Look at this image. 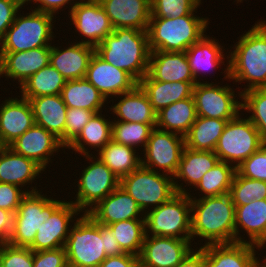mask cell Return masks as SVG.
Masks as SVG:
<instances>
[{
  "instance_id": "6da1fadb",
  "label": "cell",
  "mask_w": 266,
  "mask_h": 267,
  "mask_svg": "<svg viewBox=\"0 0 266 267\" xmlns=\"http://www.w3.org/2000/svg\"><path fill=\"white\" fill-rule=\"evenodd\" d=\"M254 24L237 38L234 49L225 53L229 59L223 69L224 79L233 80V84L238 82V85L248 82L241 93L266 87V20Z\"/></svg>"
},
{
  "instance_id": "7a4b0ae2",
  "label": "cell",
  "mask_w": 266,
  "mask_h": 267,
  "mask_svg": "<svg viewBox=\"0 0 266 267\" xmlns=\"http://www.w3.org/2000/svg\"><path fill=\"white\" fill-rule=\"evenodd\" d=\"M191 198V240L201 239L204 245L235 242V205L229 193ZM193 195V196H192Z\"/></svg>"
},
{
  "instance_id": "3957f363",
  "label": "cell",
  "mask_w": 266,
  "mask_h": 267,
  "mask_svg": "<svg viewBox=\"0 0 266 267\" xmlns=\"http://www.w3.org/2000/svg\"><path fill=\"white\" fill-rule=\"evenodd\" d=\"M105 62L126 71L137 83L148 73V32L135 28H117L95 47Z\"/></svg>"
},
{
  "instance_id": "277c9868",
  "label": "cell",
  "mask_w": 266,
  "mask_h": 267,
  "mask_svg": "<svg viewBox=\"0 0 266 267\" xmlns=\"http://www.w3.org/2000/svg\"><path fill=\"white\" fill-rule=\"evenodd\" d=\"M197 10L182 17H151L147 30L150 52H185L200 40L210 21L208 17L194 15Z\"/></svg>"
},
{
  "instance_id": "5b68a950",
  "label": "cell",
  "mask_w": 266,
  "mask_h": 267,
  "mask_svg": "<svg viewBox=\"0 0 266 267\" xmlns=\"http://www.w3.org/2000/svg\"><path fill=\"white\" fill-rule=\"evenodd\" d=\"M70 226L65 243L68 267H98L106 254L104 251V225L82 213Z\"/></svg>"
},
{
  "instance_id": "8992f818",
  "label": "cell",
  "mask_w": 266,
  "mask_h": 267,
  "mask_svg": "<svg viewBox=\"0 0 266 267\" xmlns=\"http://www.w3.org/2000/svg\"><path fill=\"white\" fill-rule=\"evenodd\" d=\"M31 11L25 15L17 13L14 22L0 42V53L29 51L52 45L55 36L53 20L56 16L54 18V15L49 13Z\"/></svg>"
},
{
  "instance_id": "52a82bcc",
  "label": "cell",
  "mask_w": 266,
  "mask_h": 267,
  "mask_svg": "<svg viewBox=\"0 0 266 267\" xmlns=\"http://www.w3.org/2000/svg\"><path fill=\"white\" fill-rule=\"evenodd\" d=\"M144 221L145 236L191 240V198L188 194L176 193L168 201L146 211Z\"/></svg>"
},
{
  "instance_id": "ba28073f",
  "label": "cell",
  "mask_w": 266,
  "mask_h": 267,
  "mask_svg": "<svg viewBox=\"0 0 266 267\" xmlns=\"http://www.w3.org/2000/svg\"><path fill=\"white\" fill-rule=\"evenodd\" d=\"M42 191L27 193L14 214L13 231L9 244L29 248L43 222L65 201L46 197Z\"/></svg>"
},
{
  "instance_id": "9c48e42d",
  "label": "cell",
  "mask_w": 266,
  "mask_h": 267,
  "mask_svg": "<svg viewBox=\"0 0 266 267\" xmlns=\"http://www.w3.org/2000/svg\"><path fill=\"white\" fill-rule=\"evenodd\" d=\"M119 185L134 198L144 214L176 194L172 176L153 171L142 165L121 178Z\"/></svg>"
},
{
  "instance_id": "30bf717a",
  "label": "cell",
  "mask_w": 266,
  "mask_h": 267,
  "mask_svg": "<svg viewBox=\"0 0 266 267\" xmlns=\"http://www.w3.org/2000/svg\"><path fill=\"white\" fill-rule=\"evenodd\" d=\"M263 145L261 135L253 123L247 117L238 115L227 122L214 153L220 161L236 168Z\"/></svg>"
},
{
  "instance_id": "8fae6325",
  "label": "cell",
  "mask_w": 266,
  "mask_h": 267,
  "mask_svg": "<svg viewBox=\"0 0 266 267\" xmlns=\"http://www.w3.org/2000/svg\"><path fill=\"white\" fill-rule=\"evenodd\" d=\"M95 155V156H94ZM82 156L86 158L89 165L84 166L79 176V181L75 180L78 192L71 201L82 213H87L99 201L113 192L120 184V179L105 165L96 154Z\"/></svg>"
},
{
  "instance_id": "7c38bea8",
  "label": "cell",
  "mask_w": 266,
  "mask_h": 267,
  "mask_svg": "<svg viewBox=\"0 0 266 267\" xmlns=\"http://www.w3.org/2000/svg\"><path fill=\"white\" fill-rule=\"evenodd\" d=\"M218 84L203 81L194 86L192 96L197 116L230 121L241 114L239 112L242 111V102L239 98L242 93L238 91L236 94V91L228 84L227 86Z\"/></svg>"
},
{
  "instance_id": "4fadbf2b",
  "label": "cell",
  "mask_w": 266,
  "mask_h": 267,
  "mask_svg": "<svg viewBox=\"0 0 266 267\" xmlns=\"http://www.w3.org/2000/svg\"><path fill=\"white\" fill-rule=\"evenodd\" d=\"M185 148L184 137L154 128L141 157V165L174 177ZM162 170V172H161Z\"/></svg>"
},
{
  "instance_id": "5bb4252c",
  "label": "cell",
  "mask_w": 266,
  "mask_h": 267,
  "mask_svg": "<svg viewBox=\"0 0 266 267\" xmlns=\"http://www.w3.org/2000/svg\"><path fill=\"white\" fill-rule=\"evenodd\" d=\"M70 25L80 37L79 43L96 47L109 34L113 33V26L99 0H80L71 11Z\"/></svg>"
},
{
  "instance_id": "9a60e30c",
  "label": "cell",
  "mask_w": 266,
  "mask_h": 267,
  "mask_svg": "<svg viewBox=\"0 0 266 267\" xmlns=\"http://www.w3.org/2000/svg\"><path fill=\"white\" fill-rule=\"evenodd\" d=\"M191 244L186 239L145 236L138 256L140 267H175L193 249Z\"/></svg>"
},
{
  "instance_id": "2e32d148",
  "label": "cell",
  "mask_w": 266,
  "mask_h": 267,
  "mask_svg": "<svg viewBox=\"0 0 266 267\" xmlns=\"http://www.w3.org/2000/svg\"><path fill=\"white\" fill-rule=\"evenodd\" d=\"M80 213L81 211L70 199L67 202L64 201L50 218L40 225L33 244L29 248L32 251H41L64 247L69 235V226L73 225L71 223L76 220L77 216H80Z\"/></svg>"
},
{
  "instance_id": "e0dca14e",
  "label": "cell",
  "mask_w": 266,
  "mask_h": 267,
  "mask_svg": "<svg viewBox=\"0 0 266 267\" xmlns=\"http://www.w3.org/2000/svg\"><path fill=\"white\" fill-rule=\"evenodd\" d=\"M9 147L16 153L34 160L44 170L52 163L51 156L65 147L60 140L45 128L34 124L20 137L14 140Z\"/></svg>"
},
{
  "instance_id": "ac0fdd59",
  "label": "cell",
  "mask_w": 266,
  "mask_h": 267,
  "mask_svg": "<svg viewBox=\"0 0 266 267\" xmlns=\"http://www.w3.org/2000/svg\"><path fill=\"white\" fill-rule=\"evenodd\" d=\"M85 79L88 80L108 101L118 95L131 91L138 83L124 70L105 62L93 54Z\"/></svg>"
},
{
  "instance_id": "d6986e66",
  "label": "cell",
  "mask_w": 266,
  "mask_h": 267,
  "mask_svg": "<svg viewBox=\"0 0 266 267\" xmlns=\"http://www.w3.org/2000/svg\"><path fill=\"white\" fill-rule=\"evenodd\" d=\"M51 46L29 51L0 53V78L6 77L23 85L34 73L50 64ZM4 75V76H3Z\"/></svg>"
},
{
  "instance_id": "ffe728a7",
  "label": "cell",
  "mask_w": 266,
  "mask_h": 267,
  "mask_svg": "<svg viewBox=\"0 0 266 267\" xmlns=\"http://www.w3.org/2000/svg\"><path fill=\"white\" fill-rule=\"evenodd\" d=\"M19 97V99H18ZM9 97L0 104V145L9 146L25 131L31 128L34 122L33 110L30 101L18 96Z\"/></svg>"
},
{
  "instance_id": "44dd1931",
  "label": "cell",
  "mask_w": 266,
  "mask_h": 267,
  "mask_svg": "<svg viewBox=\"0 0 266 267\" xmlns=\"http://www.w3.org/2000/svg\"><path fill=\"white\" fill-rule=\"evenodd\" d=\"M87 214L100 225L130 219H144V213L134 198L120 185L91 208Z\"/></svg>"
},
{
  "instance_id": "7402d4cb",
  "label": "cell",
  "mask_w": 266,
  "mask_h": 267,
  "mask_svg": "<svg viewBox=\"0 0 266 267\" xmlns=\"http://www.w3.org/2000/svg\"><path fill=\"white\" fill-rule=\"evenodd\" d=\"M242 231L248 234V241L240 234ZM235 242L256 245L261 252L266 248V199L235 205Z\"/></svg>"
},
{
  "instance_id": "603a6c76",
  "label": "cell",
  "mask_w": 266,
  "mask_h": 267,
  "mask_svg": "<svg viewBox=\"0 0 266 267\" xmlns=\"http://www.w3.org/2000/svg\"><path fill=\"white\" fill-rule=\"evenodd\" d=\"M205 250V267H260V249L253 244L234 242L201 245Z\"/></svg>"
},
{
  "instance_id": "cb8c5ba5",
  "label": "cell",
  "mask_w": 266,
  "mask_h": 267,
  "mask_svg": "<svg viewBox=\"0 0 266 267\" xmlns=\"http://www.w3.org/2000/svg\"><path fill=\"white\" fill-rule=\"evenodd\" d=\"M114 29L135 28L147 31L151 0H99Z\"/></svg>"
},
{
  "instance_id": "d4e9b609",
  "label": "cell",
  "mask_w": 266,
  "mask_h": 267,
  "mask_svg": "<svg viewBox=\"0 0 266 267\" xmlns=\"http://www.w3.org/2000/svg\"><path fill=\"white\" fill-rule=\"evenodd\" d=\"M76 42L62 49L51 45L50 65H52L67 81L85 78L95 47ZM61 48V49H60Z\"/></svg>"
},
{
  "instance_id": "484cf974",
  "label": "cell",
  "mask_w": 266,
  "mask_h": 267,
  "mask_svg": "<svg viewBox=\"0 0 266 267\" xmlns=\"http://www.w3.org/2000/svg\"><path fill=\"white\" fill-rule=\"evenodd\" d=\"M148 74L161 82H196L185 52H150Z\"/></svg>"
},
{
  "instance_id": "4316f807",
  "label": "cell",
  "mask_w": 266,
  "mask_h": 267,
  "mask_svg": "<svg viewBox=\"0 0 266 267\" xmlns=\"http://www.w3.org/2000/svg\"><path fill=\"white\" fill-rule=\"evenodd\" d=\"M219 161V157L214 151L193 150L185 147L178 170L173 177L176 193L188 194L189 192L184 186H194L193 188H195L201 181L202 176ZM177 179H181L179 181H183L186 185L180 183Z\"/></svg>"
},
{
  "instance_id": "83f0119b",
  "label": "cell",
  "mask_w": 266,
  "mask_h": 267,
  "mask_svg": "<svg viewBox=\"0 0 266 267\" xmlns=\"http://www.w3.org/2000/svg\"><path fill=\"white\" fill-rule=\"evenodd\" d=\"M45 171L34 160L16 153L9 146L0 148V183H8L24 188L32 185ZM41 173V174H40Z\"/></svg>"
},
{
  "instance_id": "f1b7e54d",
  "label": "cell",
  "mask_w": 266,
  "mask_h": 267,
  "mask_svg": "<svg viewBox=\"0 0 266 267\" xmlns=\"http://www.w3.org/2000/svg\"><path fill=\"white\" fill-rule=\"evenodd\" d=\"M35 124L45 128L58 138L65 147V123L67 106L58 95H44L31 98Z\"/></svg>"
},
{
  "instance_id": "f546056e",
  "label": "cell",
  "mask_w": 266,
  "mask_h": 267,
  "mask_svg": "<svg viewBox=\"0 0 266 267\" xmlns=\"http://www.w3.org/2000/svg\"><path fill=\"white\" fill-rule=\"evenodd\" d=\"M117 98L120 100L109 108L111 113L117 116V120L113 121L156 124L157 113L153 110L148 95L139 84L131 91L118 95Z\"/></svg>"
},
{
  "instance_id": "4dcf8cb0",
  "label": "cell",
  "mask_w": 266,
  "mask_h": 267,
  "mask_svg": "<svg viewBox=\"0 0 266 267\" xmlns=\"http://www.w3.org/2000/svg\"><path fill=\"white\" fill-rule=\"evenodd\" d=\"M212 38L205 34L185 51L196 83H201L199 81L201 80L200 75L203 76L204 72L206 75V72L207 74L209 72L208 70H216L221 67V64L225 66L224 59H229V55L224 54L223 46L219 44L217 39Z\"/></svg>"
},
{
  "instance_id": "1f68e13d",
  "label": "cell",
  "mask_w": 266,
  "mask_h": 267,
  "mask_svg": "<svg viewBox=\"0 0 266 267\" xmlns=\"http://www.w3.org/2000/svg\"><path fill=\"white\" fill-rule=\"evenodd\" d=\"M138 84L148 95L150 104L157 113L170 104L192 97L196 82H161L147 73Z\"/></svg>"
},
{
  "instance_id": "d6a6232c",
  "label": "cell",
  "mask_w": 266,
  "mask_h": 267,
  "mask_svg": "<svg viewBox=\"0 0 266 267\" xmlns=\"http://www.w3.org/2000/svg\"><path fill=\"white\" fill-rule=\"evenodd\" d=\"M106 119L102 112L95 113L89 122L83 126L77 138L67 147L81 156L93 155L88 148L97 153L111 140L112 121ZM87 145V146H86ZM89 146V147H88Z\"/></svg>"
},
{
  "instance_id": "836d02e7",
  "label": "cell",
  "mask_w": 266,
  "mask_h": 267,
  "mask_svg": "<svg viewBox=\"0 0 266 267\" xmlns=\"http://www.w3.org/2000/svg\"><path fill=\"white\" fill-rule=\"evenodd\" d=\"M60 95L67 108L85 109L95 113L103 112L106 102L114 103L113 99L108 102L85 78L66 81Z\"/></svg>"
},
{
  "instance_id": "e575fe53",
  "label": "cell",
  "mask_w": 266,
  "mask_h": 267,
  "mask_svg": "<svg viewBox=\"0 0 266 267\" xmlns=\"http://www.w3.org/2000/svg\"><path fill=\"white\" fill-rule=\"evenodd\" d=\"M196 118V106L192 96L170 104L157 112L156 128L184 137Z\"/></svg>"
},
{
  "instance_id": "d590c367",
  "label": "cell",
  "mask_w": 266,
  "mask_h": 267,
  "mask_svg": "<svg viewBox=\"0 0 266 267\" xmlns=\"http://www.w3.org/2000/svg\"><path fill=\"white\" fill-rule=\"evenodd\" d=\"M228 120L197 116L184 136L185 147L193 150L214 151Z\"/></svg>"
},
{
  "instance_id": "8d00e7d4",
  "label": "cell",
  "mask_w": 266,
  "mask_h": 267,
  "mask_svg": "<svg viewBox=\"0 0 266 267\" xmlns=\"http://www.w3.org/2000/svg\"><path fill=\"white\" fill-rule=\"evenodd\" d=\"M136 151V149L130 146L116 143L111 139L96 154L98 155L97 157L121 179L141 165V157Z\"/></svg>"
},
{
  "instance_id": "74e56055",
  "label": "cell",
  "mask_w": 266,
  "mask_h": 267,
  "mask_svg": "<svg viewBox=\"0 0 266 267\" xmlns=\"http://www.w3.org/2000/svg\"><path fill=\"white\" fill-rule=\"evenodd\" d=\"M66 79L52 66L47 65L34 73L23 85L18 88L21 96L30 100L44 95L61 94Z\"/></svg>"
},
{
  "instance_id": "f35d334b",
  "label": "cell",
  "mask_w": 266,
  "mask_h": 267,
  "mask_svg": "<svg viewBox=\"0 0 266 267\" xmlns=\"http://www.w3.org/2000/svg\"><path fill=\"white\" fill-rule=\"evenodd\" d=\"M235 172L233 165L219 161L202 176L195 189L200 191L202 198L229 193Z\"/></svg>"
},
{
  "instance_id": "ab89813d",
  "label": "cell",
  "mask_w": 266,
  "mask_h": 267,
  "mask_svg": "<svg viewBox=\"0 0 266 267\" xmlns=\"http://www.w3.org/2000/svg\"><path fill=\"white\" fill-rule=\"evenodd\" d=\"M125 253L139 256L145 238L144 219H130L108 225Z\"/></svg>"
},
{
  "instance_id": "60d3db41",
  "label": "cell",
  "mask_w": 266,
  "mask_h": 267,
  "mask_svg": "<svg viewBox=\"0 0 266 267\" xmlns=\"http://www.w3.org/2000/svg\"><path fill=\"white\" fill-rule=\"evenodd\" d=\"M155 127L156 124L112 121L111 139L116 143L130 146L136 150L142 147L144 150Z\"/></svg>"
},
{
  "instance_id": "b9f144b4",
  "label": "cell",
  "mask_w": 266,
  "mask_h": 267,
  "mask_svg": "<svg viewBox=\"0 0 266 267\" xmlns=\"http://www.w3.org/2000/svg\"><path fill=\"white\" fill-rule=\"evenodd\" d=\"M242 108L251 114L247 118L253 123L266 144V87L255 88L242 93Z\"/></svg>"
},
{
  "instance_id": "7bdbcfd3",
  "label": "cell",
  "mask_w": 266,
  "mask_h": 267,
  "mask_svg": "<svg viewBox=\"0 0 266 267\" xmlns=\"http://www.w3.org/2000/svg\"><path fill=\"white\" fill-rule=\"evenodd\" d=\"M229 194L234 205H246L254 199H266V182L249 179L235 172Z\"/></svg>"
},
{
  "instance_id": "ee69618b",
  "label": "cell",
  "mask_w": 266,
  "mask_h": 267,
  "mask_svg": "<svg viewBox=\"0 0 266 267\" xmlns=\"http://www.w3.org/2000/svg\"><path fill=\"white\" fill-rule=\"evenodd\" d=\"M201 0H151V17L175 18L189 15Z\"/></svg>"
},
{
  "instance_id": "f6af8a7d",
  "label": "cell",
  "mask_w": 266,
  "mask_h": 267,
  "mask_svg": "<svg viewBox=\"0 0 266 267\" xmlns=\"http://www.w3.org/2000/svg\"><path fill=\"white\" fill-rule=\"evenodd\" d=\"M0 267H33V251L27 247L0 244Z\"/></svg>"
},
{
  "instance_id": "bcb514c9",
  "label": "cell",
  "mask_w": 266,
  "mask_h": 267,
  "mask_svg": "<svg viewBox=\"0 0 266 267\" xmlns=\"http://www.w3.org/2000/svg\"><path fill=\"white\" fill-rule=\"evenodd\" d=\"M236 172L246 178L266 182V144L237 166Z\"/></svg>"
},
{
  "instance_id": "7dc6e473",
  "label": "cell",
  "mask_w": 266,
  "mask_h": 267,
  "mask_svg": "<svg viewBox=\"0 0 266 267\" xmlns=\"http://www.w3.org/2000/svg\"><path fill=\"white\" fill-rule=\"evenodd\" d=\"M95 114L94 111L67 108L66 123H65V148L77 138L89 120Z\"/></svg>"
},
{
  "instance_id": "c3c4849f",
  "label": "cell",
  "mask_w": 266,
  "mask_h": 267,
  "mask_svg": "<svg viewBox=\"0 0 266 267\" xmlns=\"http://www.w3.org/2000/svg\"><path fill=\"white\" fill-rule=\"evenodd\" d=\"M27 186V190L24 188H20L17 185L14 184H8V183H0V208L8 210L15 214L17 211L18 206L20 205L21 199L27 194V193H34L41 190H37L36 186L30 187Z\"/></svg>"
},
{
  "instance_id": "681fc988",
  "label": "cell",
  "mask_w": 266,
  "mask_h": 267,
  "mask_svg": "<svg viewBox=\"0 0 266 267\" xmlns=\"http://www.w3.org/2000/svg\"><path fill=\"white\" fill-rule=\"evenodd\" d=\"M33 267H68L65 248L33 251Z\"/></svg>"
},
{
  "instance_id": "f907efd6",
  "label": "cell",
  "mask_w": 266,
  "mask_h": 267,
  "mask_svg": "<svg viewBox=\"0 0 266 267\" xmlns=\"http://www.w3.org/2000/svg\"><path fill=\"white\" fill-rule=\"evenodd\" d=\"M24 5V0H0V42Z\"/></svg>"
},
{
  "instance_id": "816d5d0a",
  "label": "cell",
  "mask_w": 266,
  "mask_h": 267,
  "mask_svg": "<svg viewBox=\"0 0 266 267\" xmlns=\"http://www.w3.org/2000/svg\"><path fill=\"white\" fill-rule=\"evenodd\" d=\"M25 4L28 5V3H34V5L38 4L37 8L35 6H33V8L35 9H31L30 10H35V11H39V12H44V13H49L51 15H56L59 14L58 11L62 10L63 11V7L68 8L69 4V9L68 11L73 8V6L78 2L76 0H24ZM73 1V2H72ZM67 5V6H66Z\"/></svg>"
},
{
  "instance_id": "f5cc1de1",
  "label": "cell",
  "mask_w": 266,
  "mask_h": 267,
  "mask_svg": "<svg viewBox=\"0 0 266 267\" xmlns=\"http://www.w3.org/2000/svg\"><path fill=\"white\" fill-rule=\"evenodd\" d=\"M98 267H140L139 257L130 253L110 256Z\"/></svg>"
},
{
  "instance_id": "db71d44e",
  "label": "cell",
  "mask_w": 266,
  "mask_h": 267,
  "mask_svg": "<svg viewBox=\"0 0 266 267\" xmlns=\"http://www.w3.org/2000/svg\"><path fill=\"white\" fill-rule=\"evenodd\" d=\"M14 214L0 208V244L7 243L13 231Z\"/></svg>"
},
{
  "instance_id": "11a10c76",
  "label": "cell",
  "mask_w": 266,
  "mask_h": 267,
  "mask_svg": "<svg viewBox=\"0 0 266 267\" xmlns=\"http://www.w3.org/2000/svg\"><path fill=\"white\" fill-rule=\"evenodd\" d=\"M194 248L175 267H205V250L198 246Z\"/></svg>"
},
{
  "instance_id": "9f6ffc18",
  "label": "cell",
  "mask_w": 266,
  "mask_h": 267,
  "mask_svg": "<svg viewBox=\"0 0 266 267\" xmlns=\"http://www.w3.org/2000/svg\"><path fill=\"white\" fill-rule=\"evenodd\" d=\"M104 251L106 257L124 254L115 236L112 235V229L108 225H104Z\"/></svg>"
},
{
  "instance_id": "6f0895ef",
  "label": "cell",
  "mask_w": 266,
  "mask_h": 267,
  "mask_svg": "<svg viewBox=\"0 0 266 267\" xmlns=\"http://www.w3.org/2000/svg\"><path fill=\"white\" fill-rule=\"evenodd\" d=\"M263 257H264V259L263 258L260 259V267H266V255Z\"/></svg>"
},
{
  "instance_id": "680465c9",
  "label": "cell",
  "mask_w": 266,
  "mask_h": 267,
  "mask_svg": "<svg viewBox=\"0 0 266 267\" xmlns=\"http://www.w3.org/2000/svg\"><path fill=\"white\" fill-rule=\"evenodd\" d=\"M236 1V0H235ZM243 2V0H237L236 1V4H238V3H242Z\"/></svg>"
}]
</instances>
